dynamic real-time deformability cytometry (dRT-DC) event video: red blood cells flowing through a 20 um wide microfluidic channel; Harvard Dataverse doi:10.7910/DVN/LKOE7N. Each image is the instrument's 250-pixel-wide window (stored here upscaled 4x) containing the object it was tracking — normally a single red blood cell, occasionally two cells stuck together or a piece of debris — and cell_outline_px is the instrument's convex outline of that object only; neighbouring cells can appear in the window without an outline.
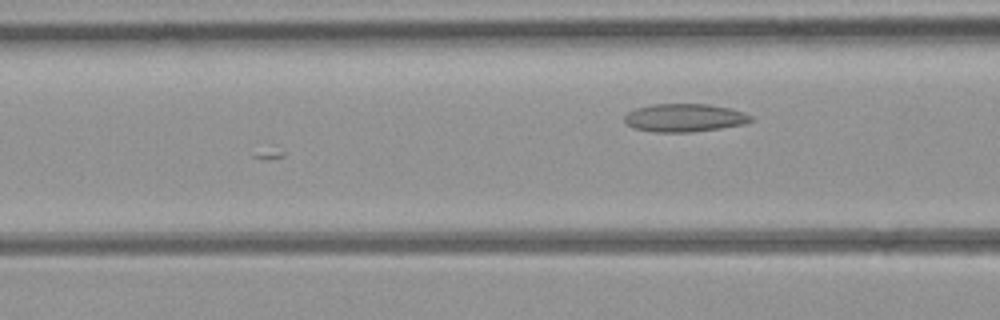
{"species": "common noctule bat (a hibernating species)", "species_latin": "Nyctalus noctula", "temperature_condition": "room temperature", "stored_images_in_passage": 19, "camera_frame_rate_fps": 3000, "um_per_image_px": 0.085, "animal": {"sex": "female", "body_mass_g": 21.9}, "frame": {"image": 1, "passage_image": 19, "time_ms": 6.0, "image_size_px": [1000, 320], "cell_outline_px": [[756, 120], [744, 124], [720, 128], [692, 132], [656, 132], [632, 128], [624, 120], [624, 116], [628, 112], [636, 108], [652, 104], [708, 104], [728, 108], [744, 112], [752, 116]], "centroid_in_image_um": [58.2, 10.01], "position_along_channel_um": 108.4, "area_um2": 20.75}}